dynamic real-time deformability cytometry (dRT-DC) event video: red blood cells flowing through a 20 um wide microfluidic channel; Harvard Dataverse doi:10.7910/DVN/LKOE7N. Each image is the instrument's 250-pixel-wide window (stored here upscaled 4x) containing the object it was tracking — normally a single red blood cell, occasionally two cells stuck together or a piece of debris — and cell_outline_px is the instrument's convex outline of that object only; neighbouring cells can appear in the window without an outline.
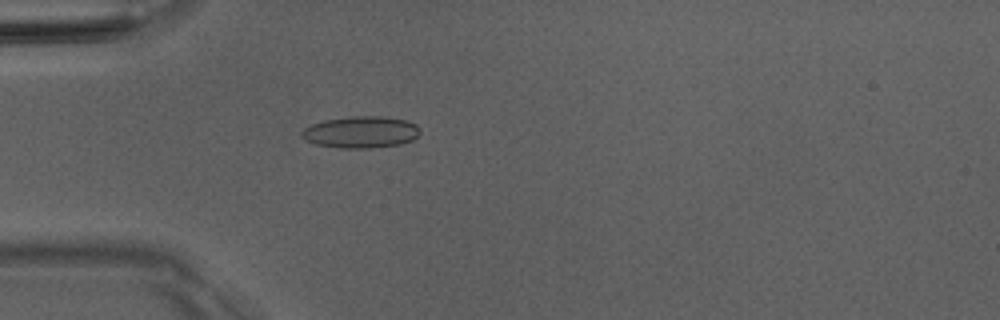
{"species": "Egyptian fruit bat (a non-hibernating species)", "species_latin": "Rousettus aegyptiacus", "temperature_condition": "room temperature", "stored_images_in_passage": 50, "camera_frame_rate_fps": 3000, "um_per_image_px": 0.085, "animal": {"sex": "male"}, "frame": {"image": 1, "passage_image": 15, "time_ms": 4.667, "image_size_px": [1000, 320], "cell_outline_px": [[420, 132], [412, 140], [400, 144], [368, 148], [340, 148], [316, 144], [304, 140], [300, 136], [300, 132], [304, 128], [312, 124], [324, 120], [352, 116], [380, 116], [404, 120], [416, 124], [420, 128]], "centroid_in_image_um": [30.64, 11.23], "position_along_channel_um": 54.4, "area_um2": 21.85}}
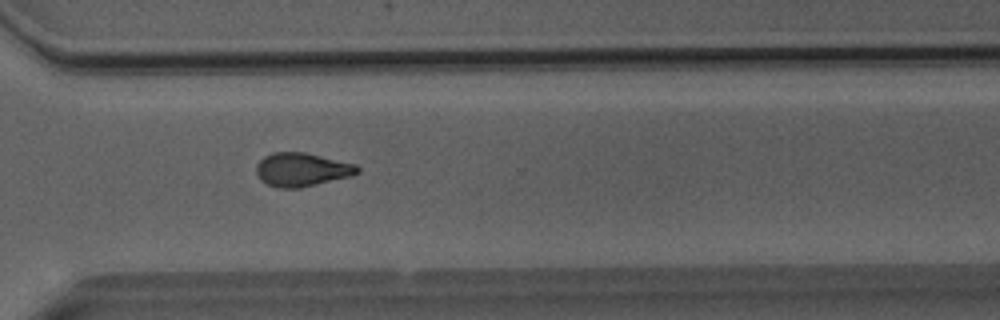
{"frame": {"image": 2, "passage_image": 37, "time_ms": 12.0, "image_size_px": [1000, 320], "cell_outline_px": [[360, 172], [352, 176], [300, 188], [276, 188], [260, 180], [256, 172], [256, 164], [264, 156], [272, 152], [304, 152], [356, 164], [360, 168]], "centroid_in_image_um": [25.65, 14.42], "position_along_channel_um": 344.9, "area_um2": 19.94}}
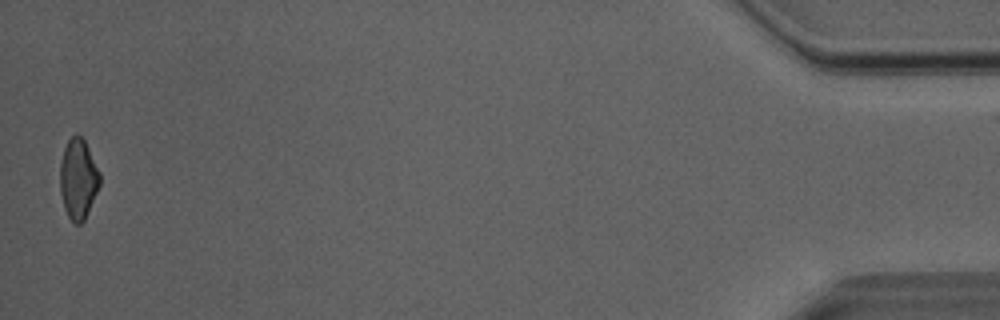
{"frame": {"image": 3, "passage_image": 50, "time_ms": 16.333, "image_size_px": [1000, 320], "cell_outline_px": [[100, 184], [84, 220], [80, 224], [76, 224], [68, 216], [64, 208], [60, 192], [60, 164], [64, 148], [68, 140], [76, 132], [84, 140], [100, 172]], "centroid_in_image_um": [6.64, 15.19], "position_along_channel_um": 428.6, "area_um2": 18.44}, "authors_computed_cell_mechanics": {"area_um2": 19.8254, "velocity_mm_per_s": 4.0816, "shape_relaxation_time_tau1_ms": 10.1765, "shape_relaxation_time_tau2_ms": 4.3432, "deformation_change_tau1": 0.2043, "deformation_change_tau2": 0.1106}}